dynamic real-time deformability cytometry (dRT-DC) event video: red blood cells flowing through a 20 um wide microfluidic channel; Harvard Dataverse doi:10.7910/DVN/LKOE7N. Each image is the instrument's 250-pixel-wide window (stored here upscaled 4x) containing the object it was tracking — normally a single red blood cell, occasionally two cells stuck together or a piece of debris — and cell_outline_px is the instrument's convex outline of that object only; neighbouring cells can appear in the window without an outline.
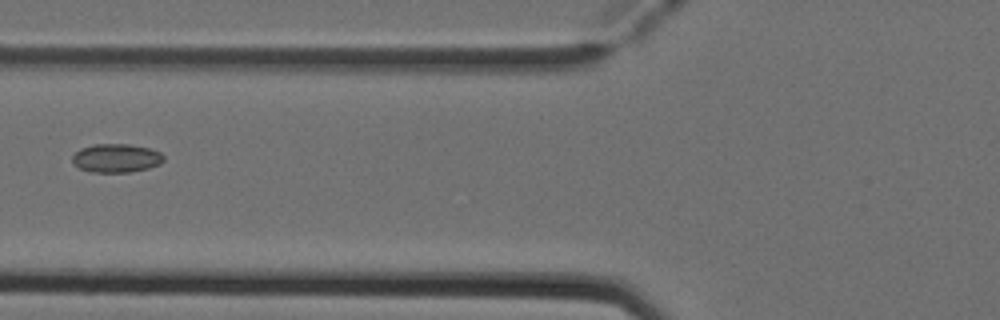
{"species": "Egyptian fruit bat (a non-hibernating species)", "species_latin": "Rousettus aegyptiacus", "temperature_condition": "cold", "stored_images_in_passage": 7, "camera_frame_rate_fps": 3000, "um_per_image_px": 0.085, "animal": {"sex": "female"}, "frame": {"image": 1, "passage_image": 6, "time_ms": 1.667, "image_size_px": [1000, 320], "cell_outline_px": [[164, 160], [160, 164], [148, 168], [128, 172], [92, 172], [80, 168], [72, 160], [72, 156], [80, 148], [92, 144], [128, 144], [148, 148], [160, 152], [164, 156]], "centroid_in_image_um": [9.88, 13.43], "position_along_channel_um": 115.9, "area_um2": 15.14}}
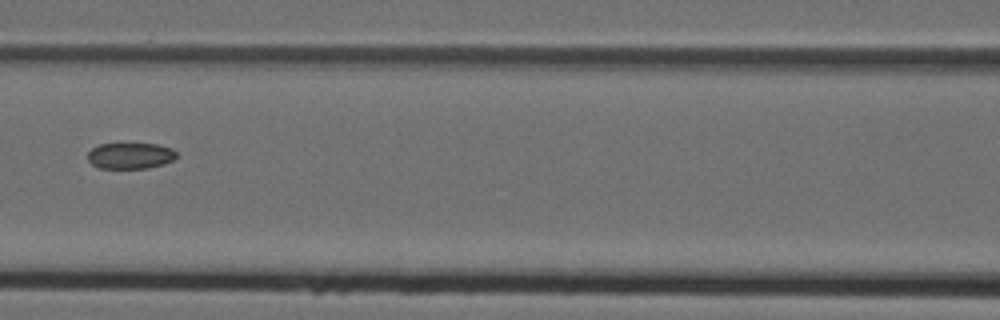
{"frame": {"image": 2, "passage_image": 7, "time_ms": 2.0, "image_size_px": [1000, 320], "cell_outline_px": [[176, 156], [172, 160], [164, 164], [148, 168], [100, 168], [92, 164], [88, 160], [88, 152], [92, 148], [100, 144], [120, 140], [156, 144], [172, 148], [176, 152]], "centroid_in_image_um": [11.05, 13.17], "position_along_channel_um": 155.5, "area_um2": 14.22}}